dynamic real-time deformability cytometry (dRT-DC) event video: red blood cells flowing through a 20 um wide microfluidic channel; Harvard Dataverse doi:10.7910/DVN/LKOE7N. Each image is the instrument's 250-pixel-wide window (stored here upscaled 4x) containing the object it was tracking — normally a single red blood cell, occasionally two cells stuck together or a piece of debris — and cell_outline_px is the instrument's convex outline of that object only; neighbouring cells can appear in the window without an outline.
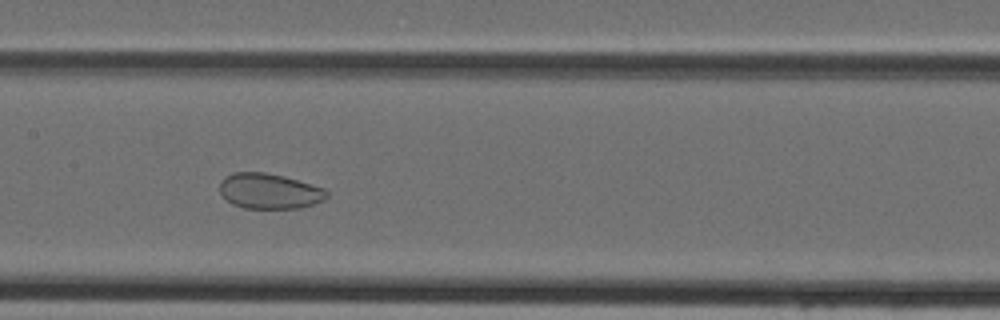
{"species": "Egyptian fruit bat (a non-hibernating species)", "species_latin": "Rousettus aegyptiacus", "temperature_condition": "cold", "stored_images_in_passage": 44, "camera_frame_rate_fps": 3000, "um_per_image_px": 0.085, "animal": {"sex": "female"}, "frame": {"image": 1, "passage_image": 21, "time_ms": 6.667, "image_size_px": [1000, 320], "cell_outline_px": [[328, 196], [324, 200], [300, 208], [244, 208], [232, 204], [220, 192], [220, 180], [232, 172], [264, 172], [284, 176], [324, 188], [328, 192]], "centroid_in_image_um": [22.89, 16.24], "position_along_channel_um": 184.5, "area_um2": 22.02}}
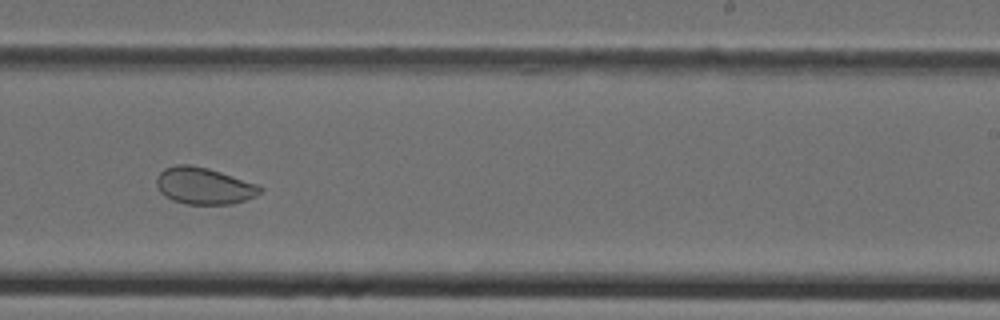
{"frame": {"image": 2, "passage_image": 27, "time_ms": 8.667, "image_size_px": [1000, 320], "cell_outline_px": [[264, 188], [256, 196], [232, 204], [184, 204], [172, 200], [160, 192], [156, 184], [156, 176], [164, 168], [176, 164], [188, 164], [208, 168], [256, 184]], "centroid_in_image_um": [17.3, 15.8], "position_along_channel_um": 271.7, "area_um2": 22.14}}
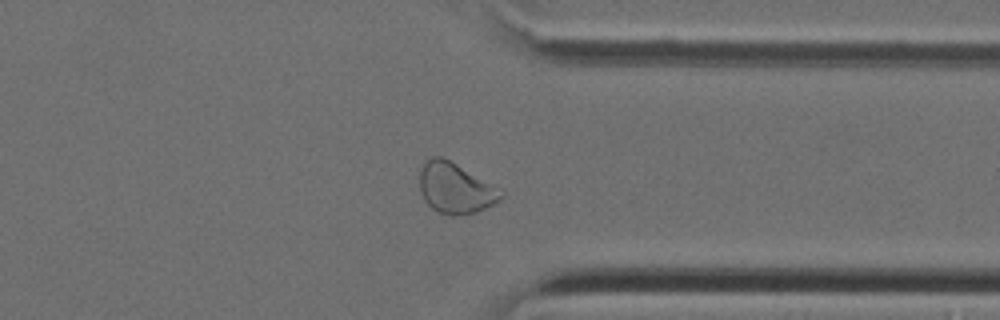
{"frame": {"image": 3, "passage_image": 34, "time_ms": 11.0, "image_size_px": [1000, 320], "cell_outline_px": [[504, 196], [500, 200], [476, 212], [460, 216], [448, 216], [432, 208], [424, 200], [420, 192], [420, 168], [432, 156], [440, 156], [504, 188]], "centroid_in_image_um": [38.76, 16.01], "position_along_channel_um": 372.6, "area_um2": 24.28}}